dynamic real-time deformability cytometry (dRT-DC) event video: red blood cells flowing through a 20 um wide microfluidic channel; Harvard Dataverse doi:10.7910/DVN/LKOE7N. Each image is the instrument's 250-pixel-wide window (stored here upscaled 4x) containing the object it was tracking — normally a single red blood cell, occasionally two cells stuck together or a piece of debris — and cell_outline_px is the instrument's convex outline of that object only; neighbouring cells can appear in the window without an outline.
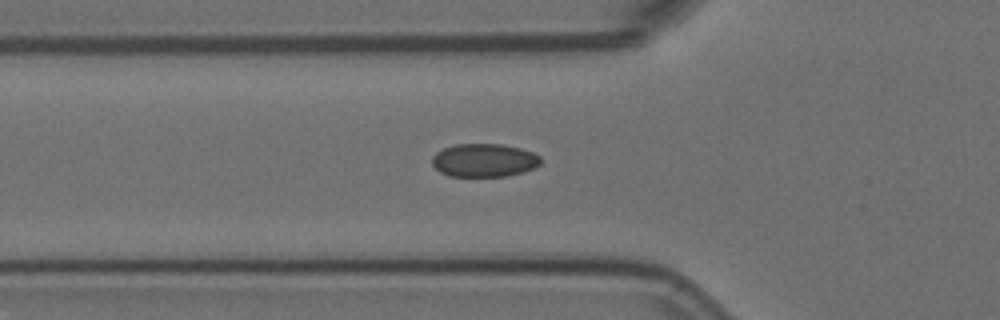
{"species": "Egyptian fruit bat (a non-hibernating species)", "species_latin": "Rousettus aegyptiacus", "temperature_condition": "room temperature", "stored_images_in_passage": 36, "camera_frame_rate_fps": 3000, "um_per_image_px": 0.085, "animal": {"sex": "female"}, "frame": {"image": 1, "passage_image": 3, "time_ms": 0.667, "image_size_px": [1000, 320], "cell_outline_px": [[540, 164], [524, 172], [508, 176], [448, 176], [440, 172], [432, 164], [432, 156], [436, 152], [444, 148], [456, 144], [500, 144], [520, 148], [532, 152], [540, 156]], "centroid_in_image_um": [41.14, 13.62], "position_along_channel_um": 84.7, "area_um2": 21.04}}
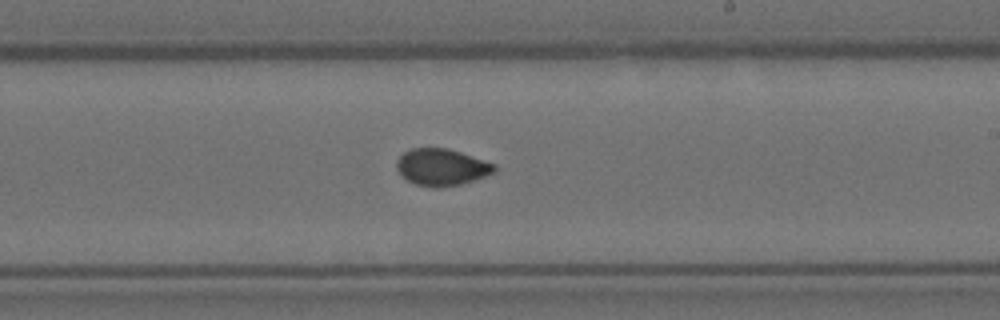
{"frame": {"image": 2, "passage_image": 17, "time_ms": 5.333, "image_size_px": [1000, 320], "cell_outline_px": [[496, 172], [460, 184], [436, 188], [416, 184], [400, 176], [396, 168], [396, 160], [404, 152], [412, 148], [448, 148], [496, 164]], "centroid_in_image_um": [37.51, 14.2], "position_along_channel_um": 251.5, "area_um2": 20.92}}
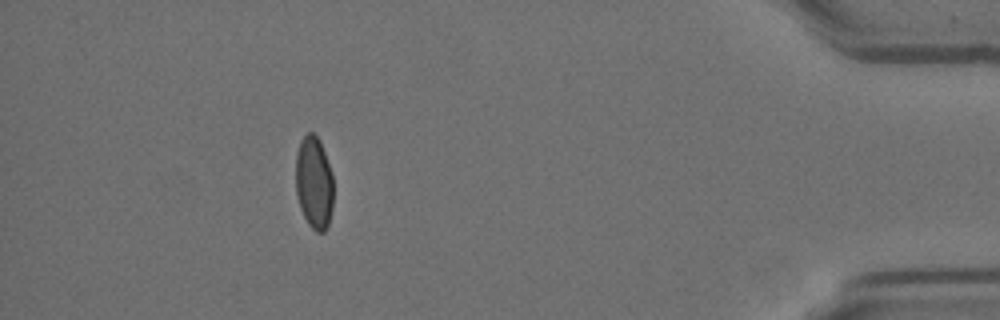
{"frame": {"image": 3, "passage_image": 35, "time_ms": 11.333, "image_size_px": [1000, 320], "cell_outline_px": [[332, 208], [328, 224], [324, 232], [316, 232], [308, 224], [300, 208], [296, 192], [296, 152], [300, 140], [308, 132], [312, 132], [320, 140], [332, 176]], "centroid_in_image_um": [26.67, 15.52], "position_along_channel_um": 408.5, "area_um2": 20.23}}